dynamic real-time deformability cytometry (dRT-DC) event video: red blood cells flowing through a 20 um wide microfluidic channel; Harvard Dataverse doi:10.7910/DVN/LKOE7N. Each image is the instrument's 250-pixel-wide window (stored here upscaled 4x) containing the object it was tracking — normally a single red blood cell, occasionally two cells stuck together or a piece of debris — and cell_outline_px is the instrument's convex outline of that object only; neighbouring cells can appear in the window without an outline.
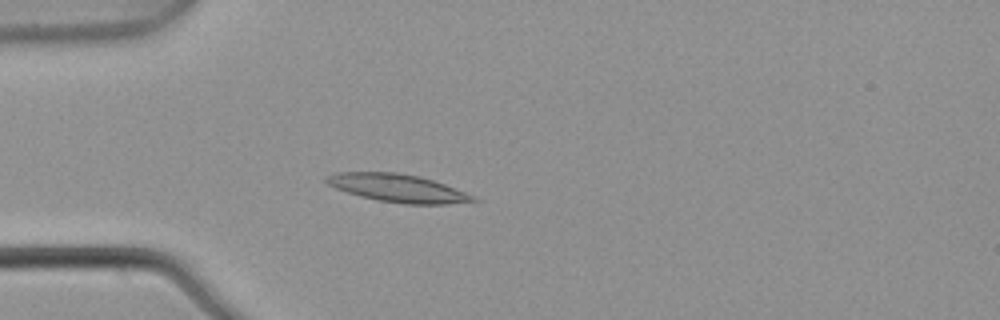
{"species": "common noctule bat (a hibernating species)", "species_latin": "Nyctalus noctula", "temperature_condition": "warm", "stored_images_in_passage": 3, "camera_frame_rate_fps": 3000, "um_per_image_px": 0.085, "animal": {"sex": "male", "body_mass_g": 21.5, "forearm_length_mm": 52.0}, "frame": {"image": 1, "passage_image": 3, "time_ms": 0.667, "image_size_px": [1000, 320], "cell_outline_px": [[480, 200], [448, 204], [404, 204], [376, 200], [360, 196], [336, 188], [328, 184], [324, 180], [324, 176], [336, 172], [396, 172], [420, 176], [444, 184], [476, 196]], "centroid_in_image_um": [33.8, 15.98], "position_along_channel_um": 51.2, "area_um2": 23.93}}